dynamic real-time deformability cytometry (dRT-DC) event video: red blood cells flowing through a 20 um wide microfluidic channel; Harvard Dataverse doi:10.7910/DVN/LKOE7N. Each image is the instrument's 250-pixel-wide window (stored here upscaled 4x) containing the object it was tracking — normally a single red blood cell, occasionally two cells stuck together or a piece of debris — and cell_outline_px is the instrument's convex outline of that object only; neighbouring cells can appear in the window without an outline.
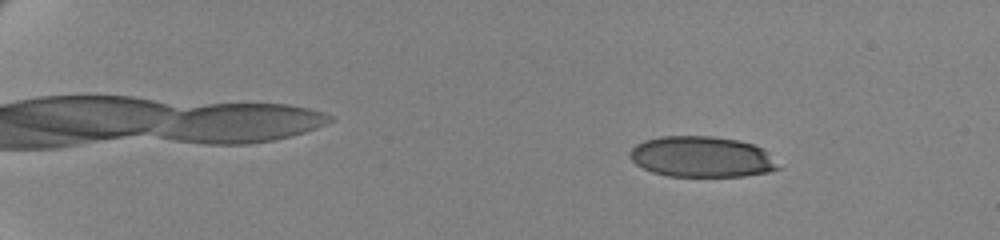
{"species": "human", "species_latin": "Homo sapiens", "temperature_condition": "cold", "stored_images_in_passage": 61, "camera_frame_rate_fps": 3000, "um_per_image_px": 0.085, "donor": {"sex": "female"}, "frame": {"image": 1, "passage_image": 10, "time_ms": 3.0, "image_size_px": [1000, 240], "cell_outline_px": [[780, 168], [768, 172], [744, 176], [668, 176], [652, 172], [636, 164], [628, 156], [632, 148], [636, 144], [644, 140], [660, 136], [712, 136], [740, 140], [764, 148]], "centroid_in_image_um": [59.63, 13.32], "position_along_channel_um": 25.4, "area_um2": 35.32}}
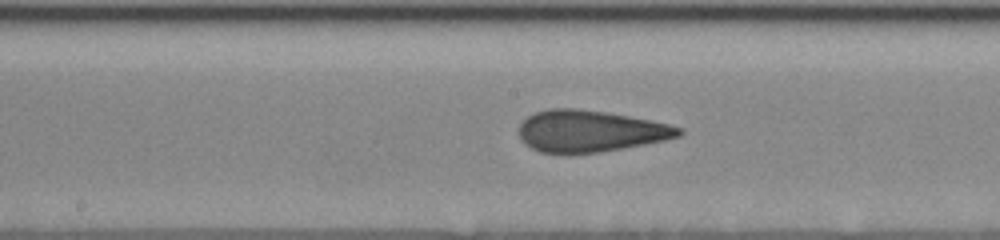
{"frame": {"image": 2, "passage_image": 36, "time_ms": 11.667, "image_size_px": [1000, 240], "cell_outline_px": [[684, 132], [680, 136], [664, 140], [644, 144], [600, 152], [572, 156], [564, 156], [540, 152], [524, 144], [520, 140], [520, 124], [528, 116], [536, 112], [552, 108], [576, 108], [604, 112], [628, 116], [672, 124], [684, 128]], "centroid_in_image_um": [50.15, 11.18], "position_along_channel_um": 198.1, "area_um2": 39.42}}
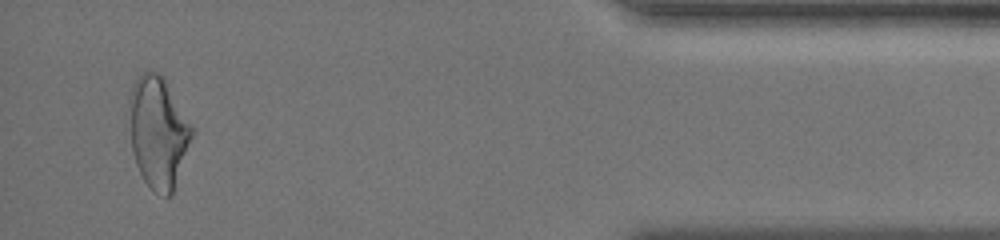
{"frame": {"image": 3, "passage_image": 59, "time_ms": 19.333, "image_size_px": [1000, 240], "cell_outline_px": [[196, 132], [172, 196], [164, 196], [152, 192], [144, 180], [136, 164], [132, 152], [128, 104], [128, 96], [132, 84], [136, 76], [140, 72], [156, 72], [164, 80]], "centroid_in_image_um": [13.44, 11.28], "position_along_channel_um": 421.8, "area_um2": 41.27}, "authors_computed_cell_mechanics": {"area_um2": 38.2058, "velocity_mm_per_s": 3.507, "shape_relaxation_time_tau1_ms": null, "shape_relaxation_time_tau2_ms": 1.3315, "deformation_change_tau1": null, "deformation_change_tau2": 0.0943}}